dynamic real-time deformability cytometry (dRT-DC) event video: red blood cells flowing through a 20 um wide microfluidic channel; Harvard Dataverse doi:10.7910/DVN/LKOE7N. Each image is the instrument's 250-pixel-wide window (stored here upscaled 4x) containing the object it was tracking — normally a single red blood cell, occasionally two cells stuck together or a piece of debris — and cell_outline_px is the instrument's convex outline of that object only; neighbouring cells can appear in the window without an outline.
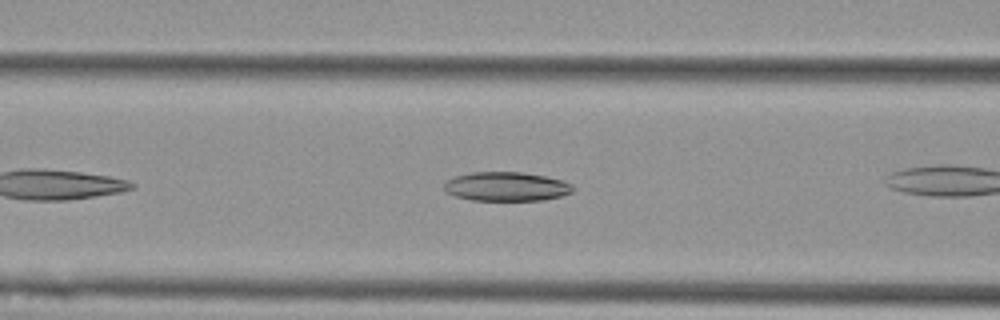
{"species": "Egyptian fruit bat (a non-hibernating species)", "species_latin": "Rousettus aegyptiacus", "temperature_condition": "cold", "stored_images_in_passage": 30, "camera_frame_rate_fps": 3000, "um_per_image_px": 0.085, "animal": {"sex": "female"}, "frame": {"image": 1, "passage_image": 9, "time_ms": 2.667, "image_size_px": [1000, 320], "cell_outline_px": [[572, 192], [560, 196], [544, 200], [472, 200], [456, 196], [444, 192], [444, 184], [448, 180], [456, 176], [472, 172], [520, 172], [544, 176], [564, 180], [572, 184]], "centroid_in_image_um": [43.04, 15.85], "position_along_channel_um": 123.6, "area_um2": 21.73}}